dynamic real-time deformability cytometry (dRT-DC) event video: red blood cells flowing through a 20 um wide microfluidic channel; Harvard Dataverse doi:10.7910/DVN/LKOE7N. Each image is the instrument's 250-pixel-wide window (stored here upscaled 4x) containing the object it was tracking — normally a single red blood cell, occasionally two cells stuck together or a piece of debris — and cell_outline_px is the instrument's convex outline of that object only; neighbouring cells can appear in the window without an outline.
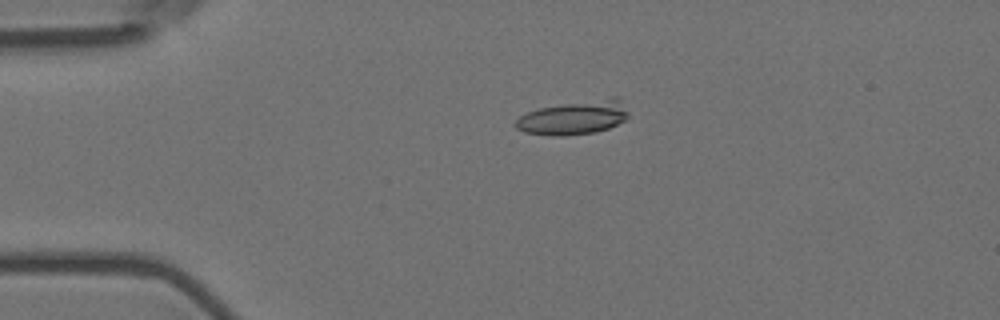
{"species": "Egyptian fruit bat (a non-hibernating species)", "species_latin": "Rousettus aegyptiacus", "temperature_condition": "room temperature", "stored_images_in_passage": 5, "camera_frame_rate_fps": 3000, "um_per_image_px": 0.085, "animal": {"sex": "female"}, "frame": {"image": 1, "passage_image": 3, "time_ms": 0.667, "image_size_px": [1000, 320], "cell_outline_px": [[628, 116], [624, 120], [608, 128], [596, 132], [564, 136], [552, 136], [524, 132], [516, 128], [512, 124], [520, 116], [528, 112], [540, 108], [612, 96], [616, 96], [620, 100], [628, 112]], "centroid_in_image_um": [48.76, 10.0], "position_along_channel_um": 36.2, "area_um2": 22.2}}